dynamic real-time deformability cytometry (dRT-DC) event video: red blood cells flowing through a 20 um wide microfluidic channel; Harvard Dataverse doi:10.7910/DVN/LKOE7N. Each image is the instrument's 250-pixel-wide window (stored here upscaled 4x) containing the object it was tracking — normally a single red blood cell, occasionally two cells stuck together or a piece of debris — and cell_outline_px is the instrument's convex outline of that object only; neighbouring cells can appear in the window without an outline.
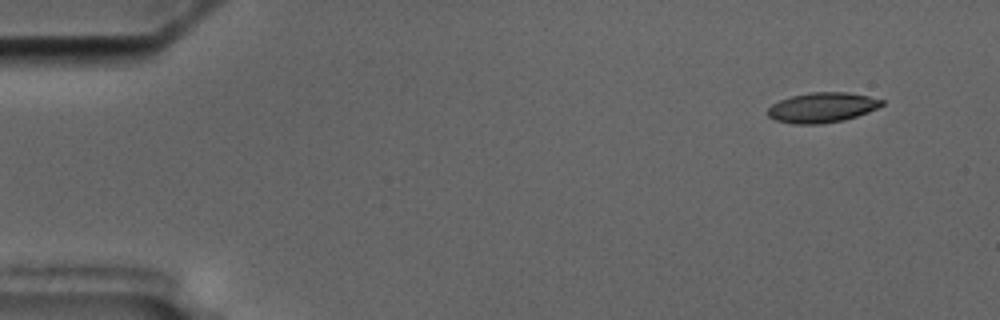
{"species": "common noctule bat (a hibernating species)", "species_latin": "Nyctalus noctula", "temperature_condition": "cold", "stored_images_in_passage": 7, "camera_frame_rate_fps": 3000, "um_per_image_px": 0.085, "animal": {"sex": "male", "body_mass_g": 17.5, "forearm_length_mm": 52.3}, "frame": {"image": 1, "passage_image": 1, "time_ms": 0.0, "image_size_px": [1000, 320], "cell_outline_px": [[884, 104], [868, 112], [844, 120], [820, 124], [792, 124], [776, 120], [768, 116], [768, 108], [772, 104], [780, 100], [792, 96], [812, 92], [848, 92], [868, 96], [884, 100]], "centroid_in_image_um": [69.88, 9.14], "position_along_channel_um": 15.1, "area_um2": 19.88}}
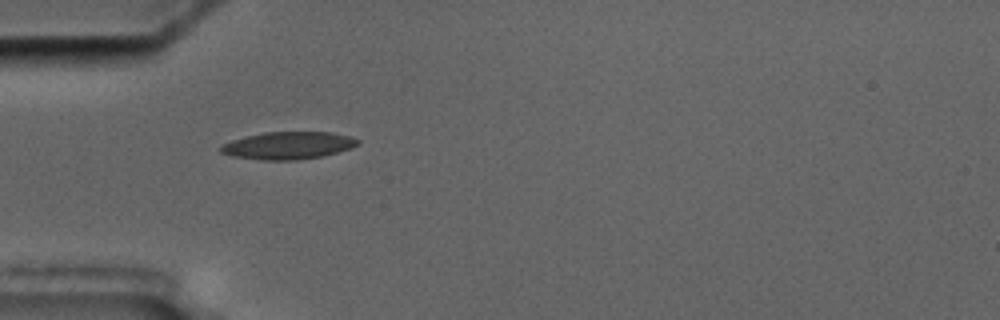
{"frame": {"image": 2, "passage_image": 5, "time_ms": 4.333, "image_size_px": [1000, 320], "cell_outline_px": [[360, 144], [352, 148], [324, 156], [296, 160], [260, 160], [232, 156], [220, 152], [220, 148], [224, 144], [232, 140], [264, 132], [332, 132], [348, 136], [360, 140]], "centroid_in_image_um": [24.53, 12.37], "position_along_channel_um": 60.5, "area_um2": 21.91}}